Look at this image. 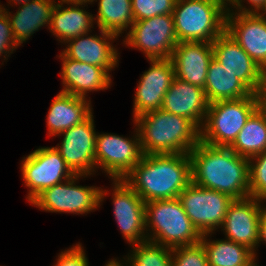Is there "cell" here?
<instances>
[{
	"mask_svg": "<svg viewBox=\"0 0 266 266\" xmlns=\"http://www.w3.org/2000/svg\"><path fill=\"white\" fill-rule=\"evenodd\" d=\"M95 1V0H92ZM97 24L100 30L119 36L134 21L131 0H99Z\"/></svg>",
	"mask_w": 266,
	"mask_h": 266,
	"instance_id": "cell-28",
	"label": "cell"
},
{
	"mask_svg": "<svg viewBox=\"0 0 266 266\" xmlns=\"http://www.w3.org/2000/svg\"><path fill=\"white\" fill-rule=\"evenodd\" d=\"M249 3H251V8L247 9L246 7H243L242 0H229V5L232 4L235 8H237L239 13H256L259 14L261 11L265 9L266 7V0H247ZM253 6V8H252ZM240 10H239V9Z\"/></svg>",
	"mask_w": 266,
	"mask_h": 266,
	"instance_id": "cell-35",
	"label": "cell"
},
{
	"mask_svg": "<svg viewBox=\"0 0 266 266\" xmlns=\"http://www.w3.org/2000/svg\"><path fill=\"white\" fill-rule=\"evenodd\" d=\"M73 6L62 8V4H55L51 14L50 31L63 40L62 43L88 33L93 26V15L79 8L80 4Z\"/></svg>",
	"mask_w": 266,
	"mask_h": 266,
	"instance_id": "cell-25",
	"label": "cell"
},
{
	"mask_svg": "<svg viewBox=\"0 0 266 266\" xmlns=\"http://www.w3.org/2000/svg\"><path fill=\"white\" fill-rule=\"evenodd\" d=\"M143 154H189L200 141V129L186 117L163 109L134 119Z\"/></svg>",
	"mask_w": 266,
	"mask_h": 266,
	"instance_id": "cell-3",
	"label": "cell"
},
{
	"mask_svg": "<svg viewBox=\"0 0 266 266\" xmlns=\"http://www.w3.org/2000/svg\"><path fill=\"white\" fill-rule=\"evenodd\" d=\"M54 266H88V260L81 244H76V246L61 252Z\"/></svg>",
	"mask_w": 266,
	"mask_h": 266,
	"instance_id": "cell-34",
	"label": "cell"
},
{
	"mask_svg": "<svg viewBox=\"0 0 266 266\" xmlns=\"http://www.w3.org/2000/svg\"><path fill=\"white\" fill-rule=\"evenodd\" d=\"M19 46L14 39L10 21L4 10L0 11V56L1 53H5L4 58H6V53L9 54L13 52L16 47Z\"/></svg>",
	"mask_w": 266,
	"mask_h": 266,
	"instance_id": "cell-33",
	"label": "cell"
},
{
	"mask_svg": "<svg viewBox=\"0 0 266 266\" xmlns=\"http://www.w3.org/2000/svg\"><path fill=\"white\" fill-rule=\"evenodd\" d=\"M130 266H172V248L151 241L133 244Z\"/></svg>",
	"mask_w": 266,
	"mask_h": 266,
	"instance_id": "cell-29",
	"label": "cell"
},
{
	"mask_svg": "<svg viewBox=\"0 0 266 266\" xmlns=\"http://www.w3.org/2000/svg\"><path fill=\"white\" fill-rule=\"evenodd\" d=\"M145 227L153 231L147 241L170 248L198 243L202 237L178 198L146 202Z\"/></svg>",
	"mask_w": 266,
	"mask_h": 266,
	"instance_id": "cell-5",
	"label": "cell"
},
{
	"mask_svg": "<svg viewBox=\"0 0 266 266\" xmlns=\"http://www.w3.org/2000/svg\"><path fill=\"white\" fill-rule=\"evenodd\" d=\"M11 1H14V4L16 3V2H18L17 4H22V5H24V4H26V3H28L29 1H32V0H10L9 2L11 3ZM22 2V3H21Z\"/></svg>",
	"mask_w": 266,
	"mask_h": 266,
	"instance_id": "cell-40",
	"label": "cell"
},
{
	"mask_svg": "<svg viewBox=\"0 0 266 266\" xmlns=\"http://www.w3.org/2000/svg\"><path fill=\"white\" fill-rule=\"evenodd\" d=\"M124 42L143 51L148 60L171 59L178 44L173 16L157 15L135 21Z\"/></svg>",
	"mask_w": 266,
	"mask_h": 266,
	"instance_id": "cell-9",
	"label": "cell"
},
{
	"mask_svg": "<svg viewBox=\"0 0 266 266\" xmlns=\"http://www.w3.org/2000/svg\"><path fill=\"white\" fill-rule=\"evenodd\" d=\"M210 233L202 234L201 242L206 250L209 266H258L255 252L230 240L208 241Z\"/></svg>",
	"mask_w": 266,
	"mask_h": 266,
	"instance_id": "cell-26",
	"label": "cell"
},
{
	"mask_svg": "<svg viewBox=\"0 0 266 266\" xmlns=\"http://www.w3.org/2000/svg\"><path fill=\"white\" fill-rule=\"evenodd\" d=\"M259 106L266 114V92L264 90L259 94Z\"/></svg>",
	"mask_w": 266,
	"mask_h": 266,
	"instance_id": "cell-37",
	"label": "cell"
},
{
	"mask_svg": "<svg viewBox=\"0 0 266 266\" xmlns=\"http://www.w3.org/2000/svg\"><path fill=\"white\" fill-rule=\"evenodd\" d=\"M213 57L253 93L264 89L265 72L226 31L212 42Z\"/></svg>",
	"mask_w": 266,
	"mask_h": 266,
	"instance_id": "cell-12",
	"label": "cell"
},
{
	"mask_svg": "<svg viewBox=\"0 0 266 266\" xmlns=\"http://www.w3.org/2000/svg\"><path fill=\"white\" fill-rule=\"evenodd\" d=\"M204 91L209 103L245 98L253 92L213 57L208 65Z\"/></svg>",
	"mask_w": 266,
	"mask_h": 266,
	"instance_id": "cell-24",
	"label": "cell"
},
{
	"mask_svg": "<svg viewBox=\"0 0 266 266\" xmlns=\"http://www.w3.org/2000/svg\"><path fill=\"white\" fill-rule=\"evenodd\" d=\"M114 192V216L129 243L137 244L147 241L145 236V202L140 196L124 181V179H113Z\"/></svg>",
	"mask_w": 266,
	"mask_h": 266,
	"instance_id": "cell-14",
	"label": "cell"
},
{
	"mask_svg": "<svg viewBox=\"0 0 266 266\" xmlns=\"http://www.w3.org/2000/svg\"><path fill=\"white\" fill-rule=\"evenodd\" d=\"M208 107L209 102L203 88L175 77L163 98L161 109L186 117L201 129Z\"/></svg>",
	"mask_w": 266,
	"mask_h": 266,
	"instance_id": "cell-19",
	"label": "cell"
},
{
	"mask_svg": "<svg viewBox=\"0 0 266 266\" xmlns=\"http://www.w3.org/2000/svg\"><path fill=\"white\" fill-rule=\"evenodd\" d=\"M22 162V177L25 185L30 188L27 197L30 202L44 189L75 175L55 147L38 148L24 157Z\"/></svg>",
	"mask_w": 266,
	"mask_h": 266,
	"instance_id": "cell-10",
	"label": "cell"
},
{
	"mask_svg": "<svg viewBox=\"0 0 266 266\" xmlns=\"http://www.w3.org/2000/svg\"><path fill=\"white\" fill-rule=\"evenodd\" d=\"M230 11L227 7L225 31L266 73V16Z\"/></svg>",
	"mask_w": 266,
	"mask_h": 266,
	"instance_id": "cell-15",
	"label": "cell"
},
{
	"mask_svg": "<svg viewBox=\"0 0 266 266\" xmlns=\"http://www.w3.org/2000/svg\"><path fill=\"white\" fill-rule=\"evenodd\" d=\"M264 12H262L261 14L262 15H265L266 14V7H265V9L263 10ZM266 16V15H265Z\"/></svg>",
	"mask_w": 266,
	"mask_h": 266,
	"instance_id": "cell-42",
	"label": "cell"
},
{
	"mask_svg": "<svg viewBox=\"0 0 266 266\" xmlns=\"http://www.w3.org/2000/svg\"><path fill=\"white\" fill-rule=\"evenodd\" d=\"M87 2L91 3L93 2L92 0H59V3L63 5V3H66L69 5L70 4H80V5H84L85 3L87 4Z\"/></svg>",
	"mask_w": 266,
	"mask_h": 266,
	"instance_id": "cell-38",
	"label": "cell"
},
{
	"mask_svg": "<svg viewBox=\"0 0 266 266\" xmlns=\"http://www.w3.org/2000/svg\"><path fill=\"white\" fill-rule=\"evenodd\" d=\"M177 0H131L134 21L157 15H172Z\"/></svg>",
	"mask_w": 266,
	"mask_h": 266,
	"instance_id": "cell-32",
	"label": "cell"
},
{
	"mask_svg": "<svg viewBox=\"0 0 266 266\" xmlns=\"http://www.w3.org/2000/svg\"><path fill=\"white\" fill-rule=\"evenodd\" d=\"M128 139L114 134H96L95 163L112 179H123L143 157L138 131Z\"/></svg>",
	"mask_w": 266,
	"mask_h": 266,
	"instance_id": "cell-11",
	"label": "cell"
},
{
	"mask_svg": "<svg viewBox=\"0 0 266 266\" xmlns=\"http://www.w3.org/2000/svg\"><path fill=\"white\" fill-rule=\"evenodd\" d=\"M106 266H123L120 261H116V259H112L111 261H108V263L106 264Z\"/></svg>",
	"mask_w": 266,
	"mask_h": 266,
	"instance_id": "cell-39",
	"label": "cell"
},
{
	"mask_svg": "<svg viewBox=\"0 0 266 266\" xmlns=\"http://www.w3.org/2000/svg\"><path fill=\"white\" fill-rule=\"evenodd\" d=\"M261 210L260 201L254 197L233 200L221 226L226 239L254 252L259 244Z\"/></svg>",
	"mask_w": 266,
	"mask_h": 266,
	"instance_id": "cell-16",
	"label": "cell"
},
{
	"mask_svg": "<svg viewBox=\"0 0 266 266\" xmlns=\"http://www.w3.org/2000/svg\"><path fill=\"white\" fill-rule=\"evenodd\" d=\"M172 266H209L202 242L172 248Z\"/></svg>",
	"mask_w": 266,
	"mask_h": 266,
	"instance_id": "cell-31",
	"label": "cell"
},
{
	"mask_svg": "<svg viewBox=\"0 0 266 266\" xmlns=\"http://www.w3.org/2000/svg\"><path fill=\"white\" fill-rule=\"evenodd\" d=\"M99 31H101V36H88L86 33L68 40L67 43H70L62 52L68 58L104 68L109 73L117 65V59H119L116 48L109 40L116 39L117 36L103 30Z\"/></svg>",
	"mask_w": 266,
	"mask_h": 266,
	"instance_id": "cell-20",
	"label": "cell"
},
{
	"mask_svg": "<svg viewBox=\"0 0 266 266\" xmlns=\"http://www.w3.org/2000/svg\"><path fill=\"white\" fill-rule=\"evenodd\" d=\"M223 0H177L172 16L179 42H210L226 28Z\"/></svg>",
	"mask_w": 266,
	"mask_h": 266,
	"instance_id": "cell-4",
	"label": "cell"
},
{
	"mask_svg": "<svg viewBox=\"0 0 266 266\" xmlns=\"http://www.w3.org/2000/svg\"><path fill=\"white\" fill-rule=\"evenodd\" d=\"M258 107L259 94L255 93L245 98L209 103L200 129V141L213 146L229 147Z\"/></svg>",
	"mask_w": 266,
	"mask_h": 266,
	"instance_id": "cell-6",
	"label": "cell"
},
{
	"mask_svg": "<svg viewBox=\"0 0 266 266\" xmlns=\"http://www.w3.org/2000/svg\"><path fill=\"white\" fill-rule=\"evenodd\" d=\"M212 58L213 48L210 42H179L171 56L175 77L204 89Z\"/></svg>",
	"mask_w": 266,
	"mask_h": 266,
	"instance_id": "cell-18",
	"label": "cell"
},
{
	"mask_svg": "<svg viewBox=\"0 0 266 266\" xmlns=\"http://www.w3.org/2000/svg\"><path fill=\"white\" fill-rule=\"evenodd\" d=\"M192 182L216 190L234 200L250 197L249 159L229 147L199 141L189 152Z\"/></svg>",
	"mask_w": 266,
	"mask_h": 266,
	"instance_id": "cell-1",
	"label": "cell"
},
{
	"mask_svg": "<svg viewBox=\"0 0 266 266\" xmlns=\"http://www.w3.org/2000/svg\"><path fill=\"white\" fill-rule=\"evenodd\" d=\"M151 67L142 74L134 100V119L138 116L159 110L163 98L175 78L171 59L150 60Z\"/></svg>",
	"mask_w": 266,
	"mask_h": 266,
	"instance_id": "cell-17",
	"label": "cell"
},
{
	"mask_svg": "<svg viewBox=\"0 0 266 266\" xmlns=\"http://www.w3.org/2000/svg\"><path fill=\"white\" fill-rule=\"evenodd\" d=\"M263 90L266 92V74H265V82H264V89Z\"/></svg>",
	"mask_w": 266,
	"mask_h": 266,
	"instance_id": "cell-41",
	"label": "cell"
},
{
	"mask_svg": "<svg viewBox=\"0 0 266 266\" xmlns=\"http://www.w3.org/2000/svg\"><path fill=\"white\" fill-rule=\"evenodd\" d=\"M178 199L201 234L213 233L222 226L228 207L234 200L224 193L200 187L193 182L180 193Z\"/></svg>",
	"mask_w": 266,
	"mask_h": 266,
	"instance_id": "cell-8",
	"label": "cell"
},
{
	"mask_svg": "<svg viewBox=\"0 0 266 266\" xmlns=\"http://www.w3.org/2000/svg\"><path fill=\"white\" fill-rule=\"evenodd\" d=\"M146 203L176 199L192 182L189 154H144L123 178Z\"/></svg>",
	"mask_w": 266,
	"mask_h": 266,
	"instance_id": "cell-2",
	"label": "cell"
},
{
	"mask_svg": "<svg viewBox=\"0 0 266 266\" xmlns=\"http://www.w3.org/2000/svg\"><path fill=\"white\" fill-rule=\"evenodd\" d=\"M91 103L86 98L67 93H58L47 115L49 136L59 135L65 130L87 120L92 115Z\"/></svg>",
	"mask_w": 266,
	"mask_h": 266,
	"instance_id": "cell-22",
	"label": "cell"
},
{
	"mask_svg": "<svg viewBox=\"0 0 266 266\" xmlns=\"http://www.w3.org/2000/svg\"><path fill=\"white\" fill-rule=\"evenodd\" d=\"M229 148L248 159L266 151V114L260 106L248 118Z\"/></svg>",
	"mask_w": 266,
	"mask_h": 266,
	"instance_id": "cell-27",
	"label": "cell"
},
{
	"mask_svg": "<svg viewBox=\"0 0 266 266\" xmlns=\"http://www.w3.org/2000/svg\"><path fill=\"white\" fill-rule=\"evenodd\" d=\"M265 241L266 243V208L262 207L261 217H260V232H259V242Z\"/></svg>",
	"mask_w": 266,
	"mask_h": 266,
	"instance_id": "cell-36",
	"label": "cell"
},
{
	"mask_svg": "<svg viewBox=\"0 0 266 266\" xmlns=\"http://www.w3.org/2000/svg\"><path fill=\"white\" fill-rule=\"evenodd\" d=\"M82 176L87 175L75 174L67 179L65 184L59 183L44 189L30 203L52 213L84 214L95 210L107 192L98 187L75 185V180Z\"/></svg>",
	"mask_w": 266,
	"mask_h": 266,
	"instance_id": "cell-7",
	"label": "cell"
},
{
	"mask_svg": "<svg viewBox=\"0 0 266 266\" xmlns=\"http://www.w3.org/2000/svg\"><path fill=\"white\" fill-rule=\"evenodd\" d=\"M54 3V0H32L19 6V10L13 16L6 11L7 9H2L8 16L14 39L18 45L28 40L43 25H50Z\"/></svg>",
	"mask_w": 266,
	"mask_h": 266,
	"instance_id": "cell-23",
	"label": "cell"
},
{
	"mask_svg": "<svg viewBox=\"0 0 266 266\" xmlns=\"http://www.w3.org/2000/svg\"><path fill=\"white\" fill-rule=\"evenodd\" d=\"M61 146L55 147L74 174L91 175L96 167V132L93 115L84 122L63 131Z\"/></svg>",
	"mask_w": 266,
	"mask_h": 266,
	"instance_id": "cell-13",
	"label": "cell"
},
{
	"mask_svg": "<svg viewBox=\"0 0 266 266\" xmlns=\"http://www.w3.org/2000/svg\"><path fill=\"white\" fill-rule=\"evenodd\" d=\"M60 57L63 62L60 75L64 84L62 93L85 98L88 91L105 90L109 87L111 77L104 68L73 60L63 52Z\"/></svg>",
	"mask_w": 266,
	"mask_h": 266,
	"instance_id": "cell-21",
	"label": "cell"
},
{
	"mask_svg": "<svg viewBox=\"0 0 266 266\" xmlns=\"http://www.w3.org/2000/svg\"><path fill=\"white\" fill-rule=\"evenodd\" d=\"M249 190L250 197L266 201V151L249 158Z\"/></svg>",
	"mask_w": 266,
	"mask_h": 266,
	"instance_id": "cell-30",
	"label": "cell"
}]
</instances>
